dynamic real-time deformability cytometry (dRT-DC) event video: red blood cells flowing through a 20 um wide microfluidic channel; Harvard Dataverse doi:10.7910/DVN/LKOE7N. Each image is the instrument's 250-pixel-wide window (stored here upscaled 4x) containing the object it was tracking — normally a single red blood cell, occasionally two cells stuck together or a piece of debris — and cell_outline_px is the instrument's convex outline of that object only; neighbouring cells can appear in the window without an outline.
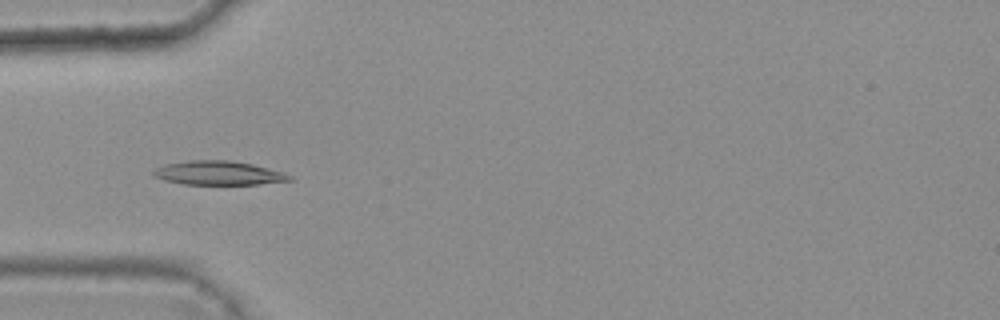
{"species": "common noctule bat (a hibernating species)", "species_latin": "Nyctalus noctula", "temperature_condition": "warm", "stored_images_in_passage": 7, "camera_frame_rate_fps": 3000, "um_per_image_px": 0.085, "animal": {"sex": "female", "body_mass_g": 25.1}, "frame": {"image": 1, "passage_image": 5, "time_ms": 1.333, "image_size_px": [1000, 320], "cell_outline_px": [[292, 180], [260, 184], [184, 184], [164, 180], [152, 176], [152, 172], [156, 168], [164, 164], [188, 160], [228, 160], [252, 164], [284, 172], [292, 176]], "centroid_in_image_um": [18.55, 14.7], "position_along_channel_um": 66.4, "area_um2": 19.02}}
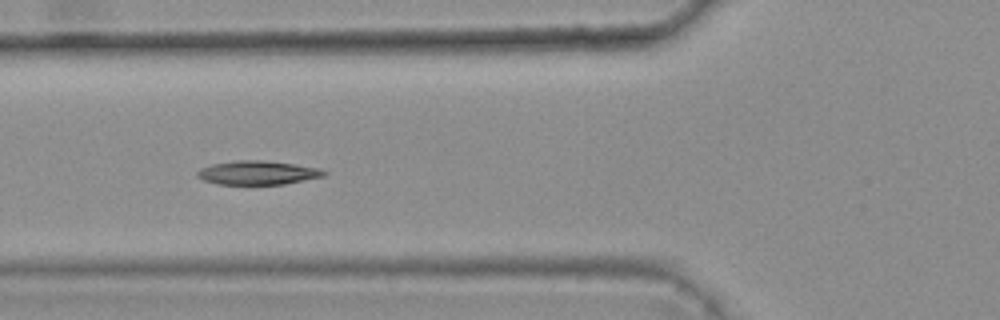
{"frame": {"image": 2, "passage_image": 6, "time_ms": 1.667, "image_size_px": [1000, 320], "cell_outline_px": [[328, 172], [324, 176], [284, 184], [216, 184], [204, 180], [196, 176], [196, 172], [200, 168], [212, 164], [236, 160], [264, 160], [296, 164], [320, 168]], "centroid_in_image_um": [21.9, 14.67], "position_along_channel_um": 103.9, "area_um2": 17.69}}
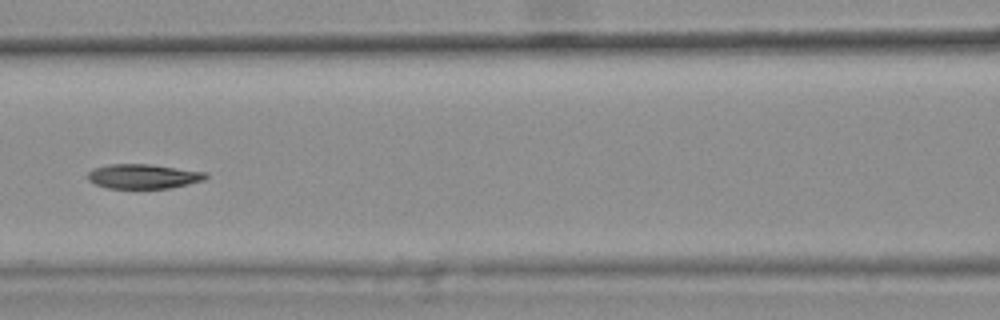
{"frame": {"image": 3, "passage_image": 7, "time_ms": 2.0, "image_size_px": [1000, 320], "cell_outline_px": [[208, 176], [204, 180], [188, 184], [168, 188], [108, 188], [96, 184], [88, 180], [88, 172], [92, 168], [108, 164], [152, 164], [208, 172]], "centroid_in_image_um": [12.19, 14.97], "position_along_channel_um": 154.4, "area_um2": 16.99}}